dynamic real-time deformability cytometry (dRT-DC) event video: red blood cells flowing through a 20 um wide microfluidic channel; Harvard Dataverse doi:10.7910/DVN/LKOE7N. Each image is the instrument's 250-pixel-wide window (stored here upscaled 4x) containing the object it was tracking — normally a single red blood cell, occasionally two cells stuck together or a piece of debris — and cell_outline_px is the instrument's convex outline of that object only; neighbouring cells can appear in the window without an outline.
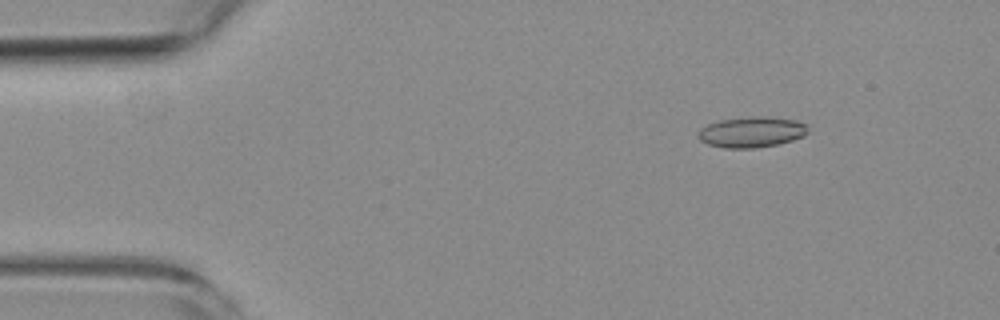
{"species": "common noctule bat (a hibernating species)", "species_latin": "Nyctalus noctula", "temperature_condition": "room temperature", "stored_images_in_passage": 4, "camera_frame_rate_fps": 3000, "um_per_image_px": 0.085, "animal": {"sex": "female", "body_mass_g": 19.3, "forearm_length_mm": 54.1}, "frame": {"image": 1, "passage_image": 2, "time_ms": 1.0, "image_size_px": [1000, 320], "cell_outline_px": [[808, 132], [804, 136], [792, 140], [776, 144], [752, 148], [724, 148], [708, 144], [700, 140], [700, 128], [708, 124], [720, 120], [752, 116], [768, 116], [796, 120], [808, 124]], "centroid_in_image_um": [63.93, 11.21], "position_along_channel_um": 21.1, "area_um2": 19.59}}
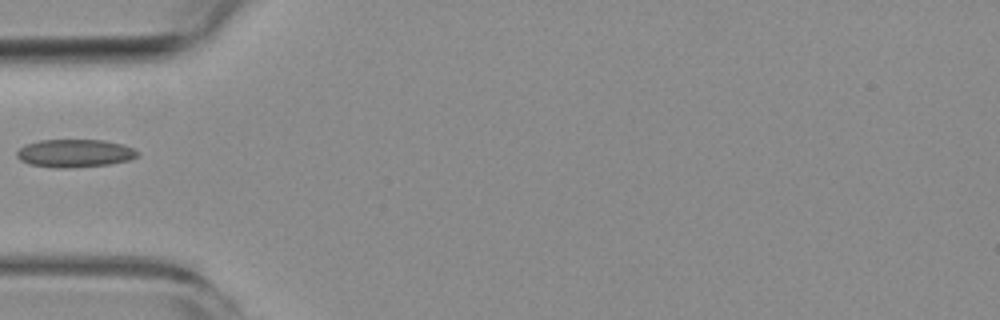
{"frame": {"image": 2, "passage_image": 4, "time_ms": 4.667, "image_size_px": [1000, 320], "cell_outline_px": [[140, 152], [136, 156], [128, 160], [108, 164], [68, 168], [56, 168], [28, 164], [20, 160], [16, 156], [16, 152], [24, 144], [40, 140], [104, 140], [120, 144], [132, 148]], "centroid_in_image_um": [6.29, 13.02], "position_along_channel_um": 78.7, "area_um2": 19.59}}